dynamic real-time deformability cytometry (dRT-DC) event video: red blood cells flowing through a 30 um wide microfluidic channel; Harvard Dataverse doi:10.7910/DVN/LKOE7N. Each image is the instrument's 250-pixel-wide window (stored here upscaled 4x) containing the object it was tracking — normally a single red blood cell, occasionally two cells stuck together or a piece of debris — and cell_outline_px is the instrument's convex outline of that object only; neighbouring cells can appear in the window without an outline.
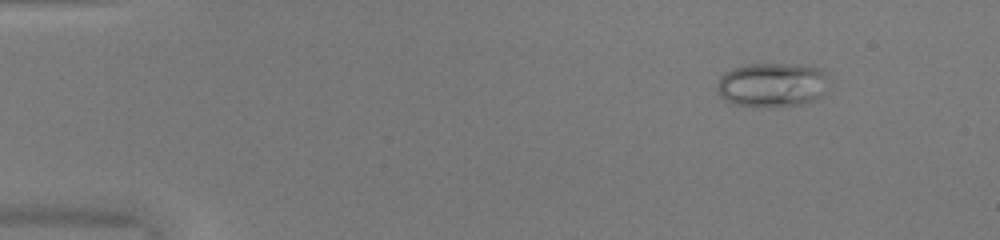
{"species": "common noctule bat (a hibernating species)", "species_latin": "Nyctalus noctula", "temperature_condition": "warm", "stored_images_in_passage": 51, "camera_frame_rate_fps": 3000, "um_per_image_px": 0.085, "animal": {"sex": "female", "body_mass_g": 20.0, "forearm_length_mm": 54.0}, "frame": {"image": 1, "passage_image": 7, "time_ms": 2.0, "image_size_px": [1000, 240], "cell_outline_px": [[828, 76], [824, 92], [820, 96], [812, 100], [800, 104], [732, 104], [724, 100], [716, 92], [716, 84], [720, 76], [724, 72], [732, 68], [744, 64], [800, 64], [820, 68]], "centroid_in_image_um": [65.58, 7.15], "position_along_channel_um": 19.4, "area_um2": 28.38}}
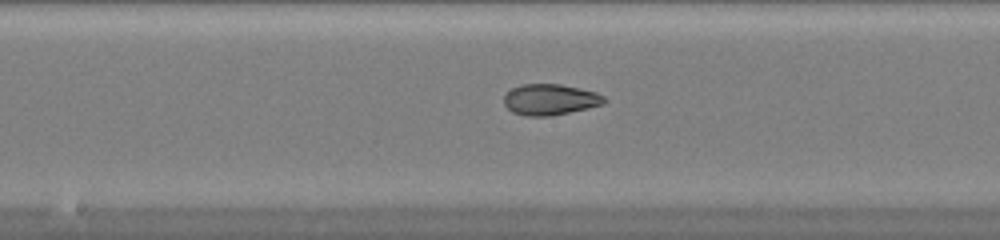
{"frame": {"image": 2, "passage_image": 28, "time_ms": 9.0, "image_size_px": [1000, 240], "cell_outline_px": [[608, 100], [604, 104], [588, 108], [548, 116], [528, 116], [512, 112], [504, 104], [504, 96], [512, 88], [520, 84], [560, 84], [580, 88], [596, 92], [604, 96]], "centroid_in_image_um": [46.77, 8.45], "position_along_channel_um": 201.4, "area_um2": 18.09}}
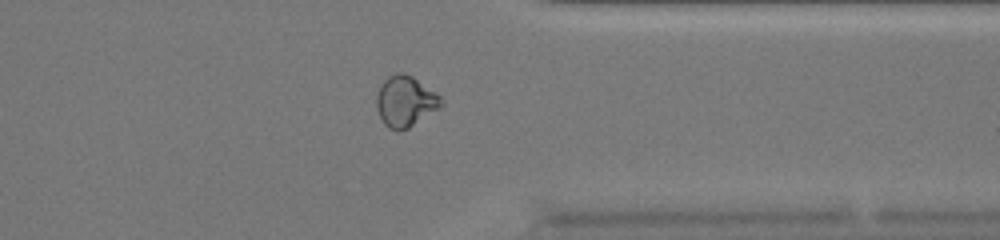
{"frame": {"image": 3, "passage_image": 41, "time_ms": 13.333, "image_size_px": [1000, 240], "cell_outline_px": [[444, 104], [440, 108], [408, 128], [396, 132], [388, 128], [384, 124], [376, 108], [376, 96], [380, 84], [388, 76], [396, 72], [400, 72], [412, 76], [436, 92], [444, 100]], "centroid_in_image_um": [34.45, 8.62], "position_along_channel_um": 376.9, "area_um2": 19.36}, "authors_computed_cell_mechanics": {"area_um2": 21.3282, "velocity_mm_per_s": 4.1319, "shape_relaxation_time_tau1_ms": null, "shape_relaxation_time_tau2_ms": 1.2311, "deformation_change_tau1": null, "deformation_change_tau2": 0.0677}}